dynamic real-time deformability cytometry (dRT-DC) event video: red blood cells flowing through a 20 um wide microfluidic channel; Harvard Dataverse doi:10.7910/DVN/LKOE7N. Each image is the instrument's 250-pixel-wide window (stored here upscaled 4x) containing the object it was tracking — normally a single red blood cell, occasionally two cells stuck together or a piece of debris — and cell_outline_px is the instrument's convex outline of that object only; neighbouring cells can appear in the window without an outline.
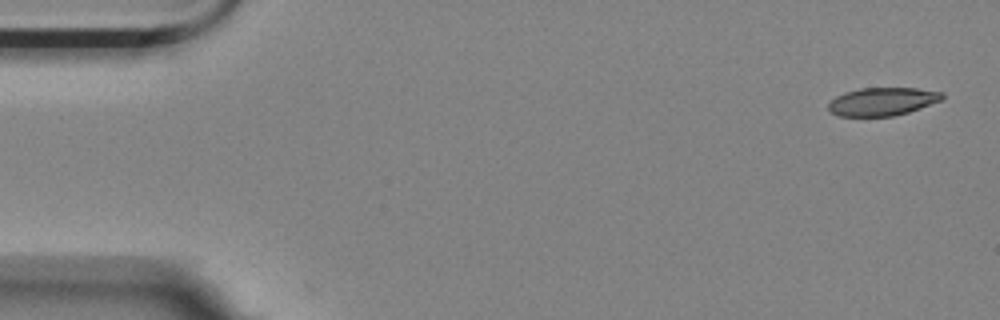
{"species": "Egyptian fruit bat (a non-hibernating species)", "species_latin": "Rousettus aegyptiacus", "temperature_condition": "room temperature", "stored_images_in_passage": 5, "camera_frame_rate_fps": 3000, "um_per_image_px": 0.085, "animal": {"sex": "female"}, "frame": {"image": 1, "passage_image": 1, "time_ms": 0.0, "image_size_px": [1000, 320], "cell_outline_px": [[944, 96], [940, 100], [920, 108], [908, 112], [892, 116], [840, 116], [832, 112], [828, 108], [828, 104], [836, 96], [844, 92], [860, 88], [916, 88], [944, 92]], "centroid_in_image_um": [75.0, 8.62], "position_along_channel_um": 10.0, "area_um2": 18.5}}
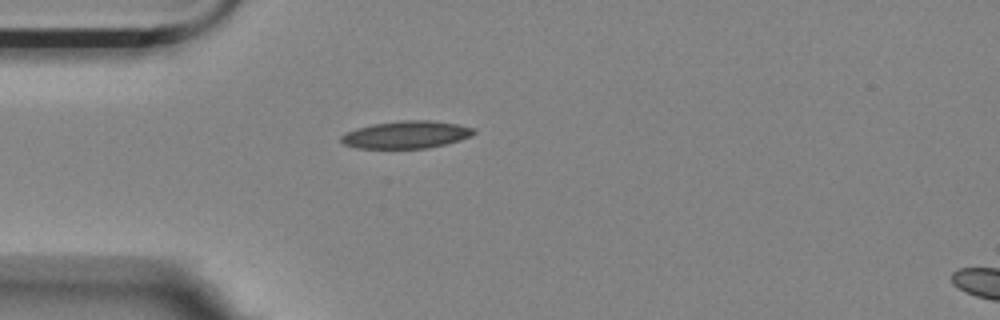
{"frame": {"image": 2, "passage_image": 4, "time_ms": 1.0, "image_size_px": [1000, 320], "cell_outline_px": [[476, 132], [460, 140], [428, 148], [356, 148], [344, 144], [340, 140], [340, 136], [344, 132], [356, 128], [372, 124], [400, 120], [432, 120], [456, 124], [476, 128]], "centroid_in_image_um": [34.49, 11.44], "position_along_channel_um": 50.5, "area_um2": 21.27}}